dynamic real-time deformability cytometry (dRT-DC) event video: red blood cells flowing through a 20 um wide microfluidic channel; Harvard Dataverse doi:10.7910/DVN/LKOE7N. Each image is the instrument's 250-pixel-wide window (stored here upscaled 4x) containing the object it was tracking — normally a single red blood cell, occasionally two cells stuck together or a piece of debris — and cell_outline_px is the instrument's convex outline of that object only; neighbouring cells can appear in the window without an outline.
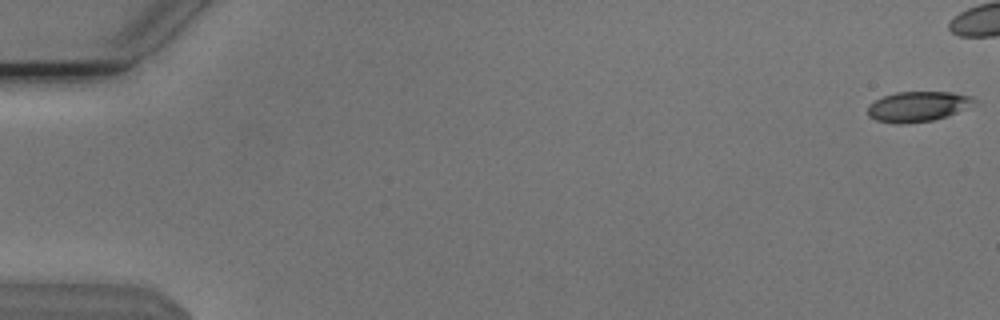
{"species": "Egyptian fruit bat (a non-hibernating species)", "species_latin": "Rousettus aegyptiacus", "temperature_condition": "cold", "stored_images_in_passage": 45, "camera_frame_rate_fps": 3000, "um_per_image_px": 0.085, "animal": {"sex": "male"}, "frame": {"image": 1, "passage_image": 1, "time_ms": 0.0, "image_size_px": [1000, 320], "cell_outline_px": [[976, 100], [956, 112], [948, 116], [932, 120], [904, 124], [896, 124], [876, 120], [868, 116], [868, 104], [884, 96], [896, 92], [952, 92], [972, 96]], "centroid_in_image_um": [77.95, 9.05], "position_along_channel_um": 7.0, "area_um2": 18.5}}
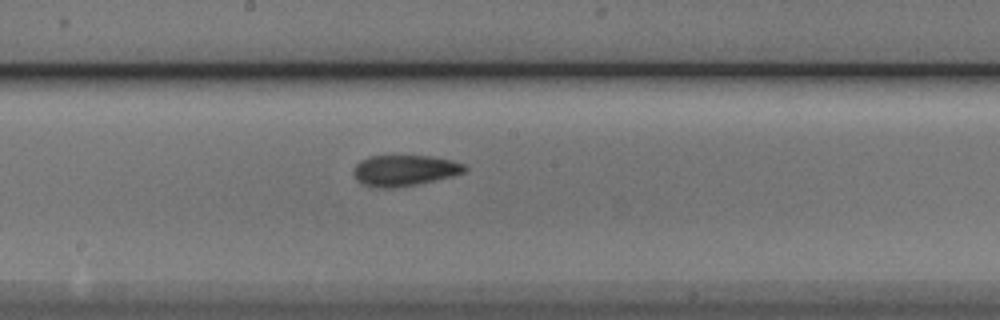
{"frame": {"image": 2, "passage_image": 30, "time_ms": 9.667, "image_size_px": [1000, 320], "cell_outline_px": [[468, 168], [464, 172], [452, 176], [416, 184], [392, 188], [376, 188], [360, 184], [356, 180], [352, 172], [352, 168], [360, 160], [368, 156], [432, 156], [452, 160], [464, 164]], "centroid_in_image_um": [34.32, 14.49], "position_along_channel_um": 213.9, "area_um2": 20.23}}
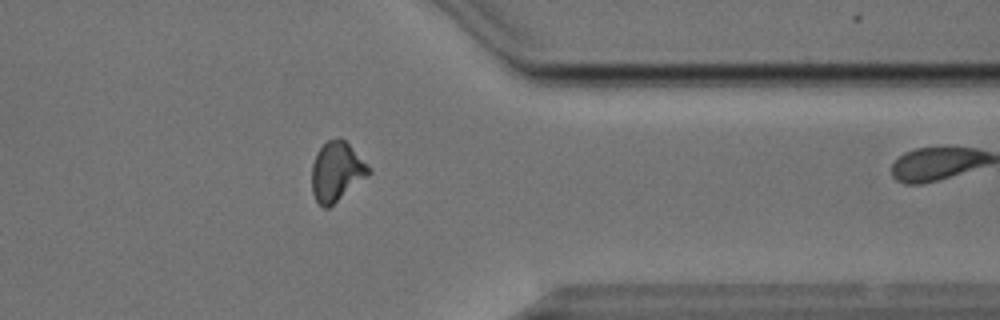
{"frame": {"image": 3, "passage_image": 44, "time_ms": 14.333, "image_size_px": [1000, 320], "cell_outline_px": [[372, 172], [368, 176], [328, 208], [324, 208], [316, 200], [312, 192], [312, 164], [316, 152], [328, 140], [344, 140], [372, 168]], "centroid_in_image_um": [28.62, 14.6], "position_along_channel_um": 382.8, "area_um2": 19.42}}